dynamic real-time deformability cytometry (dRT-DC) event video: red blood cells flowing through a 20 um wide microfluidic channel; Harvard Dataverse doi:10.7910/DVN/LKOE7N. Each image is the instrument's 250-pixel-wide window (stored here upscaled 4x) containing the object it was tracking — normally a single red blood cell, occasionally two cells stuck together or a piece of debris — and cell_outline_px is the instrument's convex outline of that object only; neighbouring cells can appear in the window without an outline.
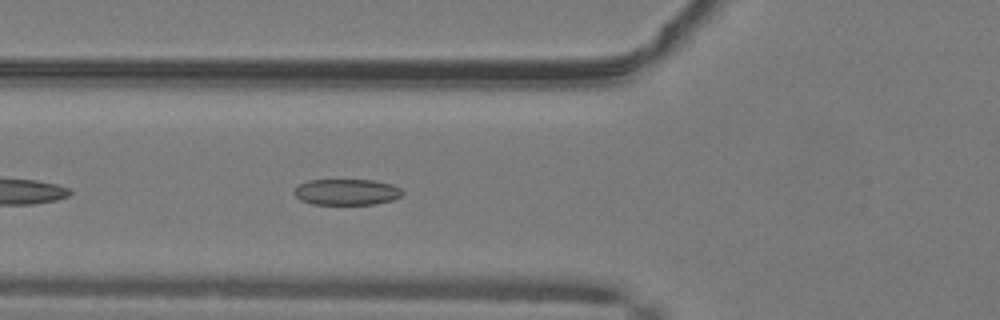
{"species": "common noctule bat (a hibernating species)", "species_latin": "Nyctalus noctula", "temperature_condition": "warm", "stored_images_in_passage": 35, "camera_frame_rate_fps": 3000, "um_per_image_px": 0.085, "animal": {"sex": "male", "body_mass_g": 19.2, "forearm_length_mm": 51.8}, "frame": {"image": 1, "passage_image": 5, "time_ms": 1.333, "image_size_px": [1000, 320], "cell_outline_px": [[404, 192], [400, 196], [392, 200], [376, 204], [312, 204], [300, 200], [292, 192], [300, 184], [308, 180], [372, 180], [392, 184], [400, 188]], "centroid_in_image_um": [29.46, 16.32], "position_along_channel_um": 96.3, "area_um2": 16.42}}
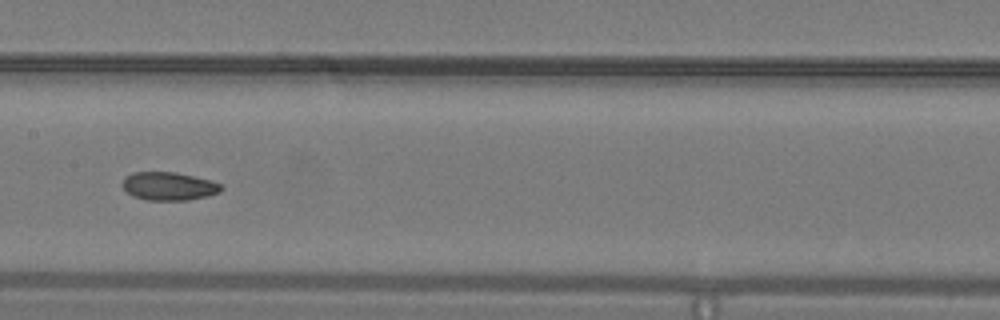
{"frame": {"image": 2, "passage_image": 12, "time_ms": 3.667, "image_size_px": [1000, 320], "cell_outline_px": [[224, 188], [220, 192], [188, 200], [144, 200], [132, 196], [124, 188], [124, 176], [132, 172], [176, 172], [208, 180], [220, 184]], "centroid_in_image_um": [14.32, 15.82], "position_along_channel_um": 193.1, "area_um2": 16.07}}
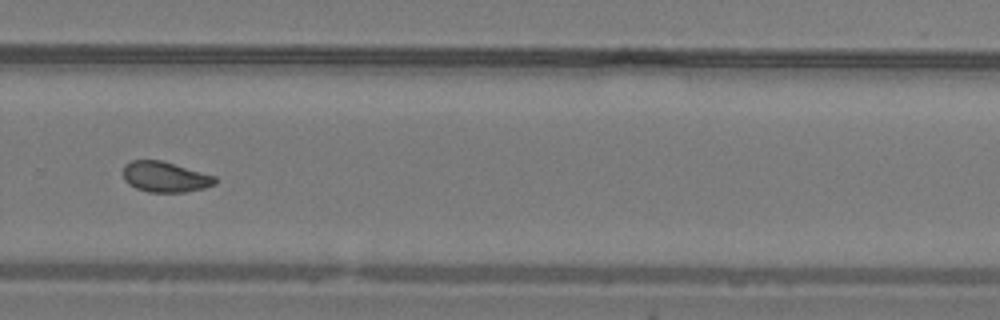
{"frame": {"image": 3, "passage_image": 21, "time_ms": 6.667, "image_size_px": [1000, 320], "cell_outline_px": [[216, 184], [204, 188], [184, 192], [148, 192], [136, 188], [128, 184], [124, 180], [124, 164], [132, 160], [160, 160], [216, 176]], "centroid_in_image_um": [14.03, 15.04], "position_along_channel_um": 315.8, "area_um2": 16.3}, "authors_computed_cell_mechanics": {"area_um2": 16.5308, "velocity_mm_per_s": 4.1144, "shape_relaxation_time_tau1_ms": null, "shape_relaxation_time_tau2_ms": 2.55, "deformation_change_tau1": null, "deformation_change_tau2": 0.0762}}